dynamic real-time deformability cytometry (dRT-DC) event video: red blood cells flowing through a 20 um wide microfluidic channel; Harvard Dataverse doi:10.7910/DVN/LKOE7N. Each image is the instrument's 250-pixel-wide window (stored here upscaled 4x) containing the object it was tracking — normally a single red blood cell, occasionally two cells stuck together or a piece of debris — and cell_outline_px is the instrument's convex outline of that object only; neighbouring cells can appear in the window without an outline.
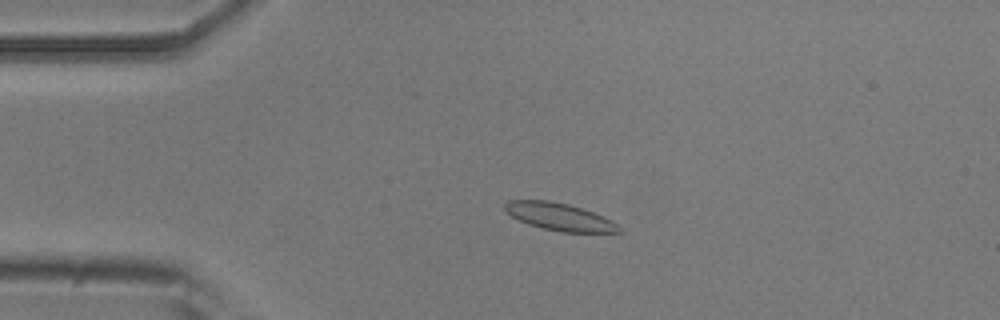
{"species": "common noctule bat (a hibernating species)", "species_latin": "Nyctalus noctula", "temperature_condition": "room temperature", "stored_images_in_passage": 53, "camera_frame_rate_fps": 3000, "um_per_image_px": 0.085, "animal": {"sex": "male", "body_mass_g": 20.5, "forearm_length_mm": 52.5}, "frame": {"image": 1, "passage_image": 11, "time_ms": 3.333, "image_size_px": [1000, 320], "cell_outline_px": [[624, 232], [564, 232], [544, 228], [528, 224], [512, 216], [504, 208], [504, 204], [508, 200], [548, 200], [568, 204], [604, 216], [616, 224]], "centroid_in_image_um": [47.55, 18.42], "position_along_channel_um": 37.5, "area_um2": 17.92}}
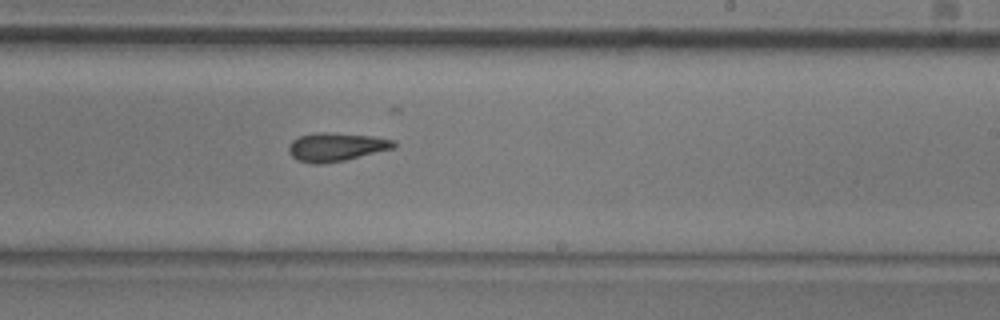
{"frame": {"image": 2, "passage_image": 31, "time_ms": 10.0, "image_size_px": [1000, 320], "cell_outline_px": [[396, 148], [344, 160], [324, 164], [312, 164], [296, 160], [288, 152], [288, 144], [292, 140], [300, 136], [316, 132], [328, 132], [372, 136], [392, 140], [396, 144]], "centroid_in_image_um": [28.53, 12.5], "position_along_channel_um": 260.5, "area_um2": 17.57}}
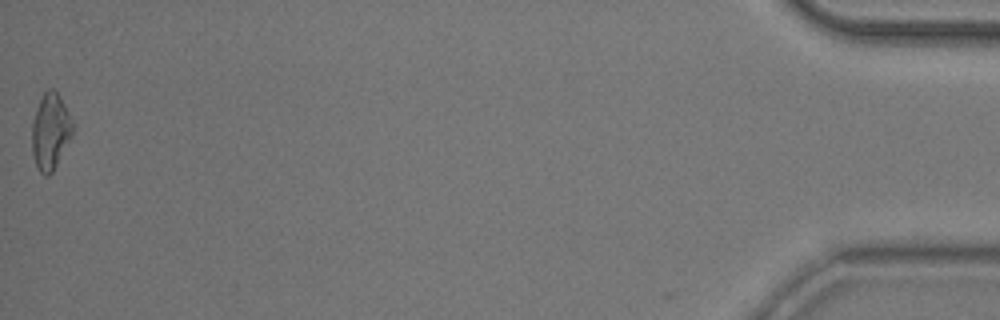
{"frame": {"image": 3, "passage_image": 53, "time_ms": 17.333, "image_size_px": [1000, 320], "cell_outline_px": [[72, 136], [52, 172], [48, 176], [44, 176], [40, 172], [36, 164], [32, 152], [32, 120], [36, 108], [44, 92], [48, 88], [52, 88], [56, 92], [68, 112], [72, 120]], "centroid_in_image_um": [4.26, 11.18], "position_along_channel_um": 430.9, "area_um2": 17.8}, "authors_computed_cell_mechanics": {"area_um2": 17.4556, "velocity_mm_per_s": 3.7542, "shape_relaxation_time_tau1_ms": null, "shape_relaxation_time_tau2_ms": 8.0005, "deformation_change_tau1": null, "deformation_change_tau2": 0.1412}}